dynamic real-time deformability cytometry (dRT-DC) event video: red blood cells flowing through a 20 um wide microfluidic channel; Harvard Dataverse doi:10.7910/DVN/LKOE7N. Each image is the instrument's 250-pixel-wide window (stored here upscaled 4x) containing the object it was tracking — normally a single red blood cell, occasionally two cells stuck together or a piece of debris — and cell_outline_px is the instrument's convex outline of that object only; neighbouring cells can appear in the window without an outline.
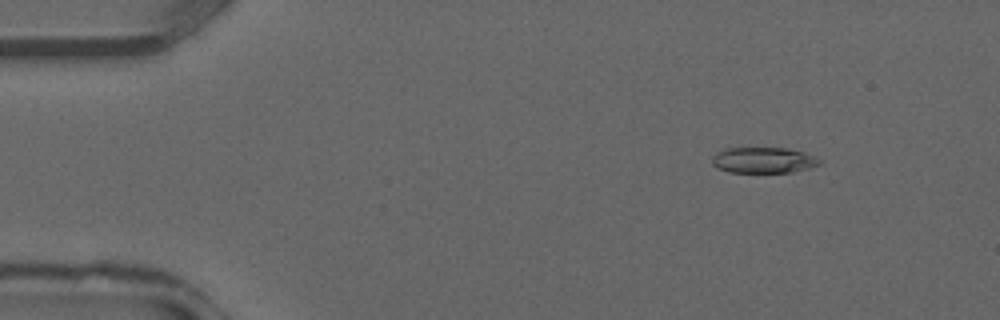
{"species": "common noctule bat (a hibernating species)", "species_latin": "Nyctalus noctula", "temperature_condition": "warm", "stored_images_in_passage": 37, "camera_frame_rate_fps": 3000, "um_per_image_px": 0.085, "animal": {"sex": "male", "forearm_length_mm": 52.5}, "frame": {"image": 1, "passage_image": 5, "time_ms": 1.333, "image_size_px": [1000, 320], "cell_outline_px": [[820, 164], [808, 168], [792, 172], [728, 172], [716, 168], [712, 164], [712, 156], [716, 152], [728, 148], [788, 148], [804, 152], [820, 160]], "centroid_in_image_um": [64.84, 13.61], "position_along_channel_um": 20.2, "area_um2": 16.13}}
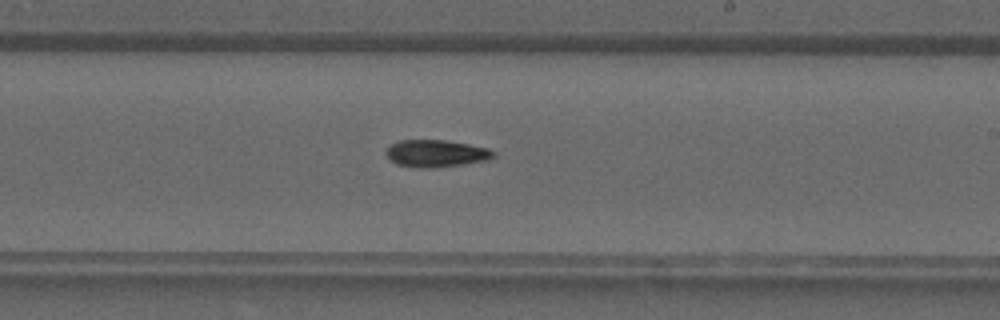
{"frame": {"image": 2, "passage_image": 22, "time_ms": 7.0, "image_size_px": [1000, 320], "cell_outline_px": [[496, 156], [488, 160], [464, 164], [432, 168], [416, 168], [396, 164], [388, 160], [384, 152], [392, 144], [400, 140], [444, 140], [468, 144], [488, 148], [496, 152]], "centroid_in_image_um": [37.05, 13.05], "position_along_channel_um": 251.9, "area_um2": 17.22}}
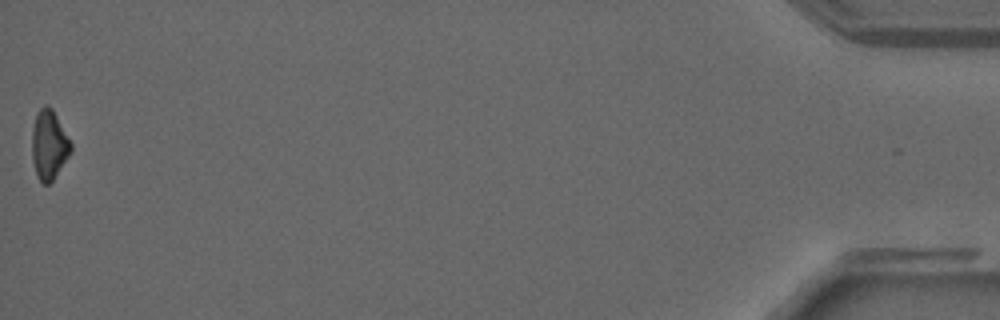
{"frame": {"image": 3, "passage_image": 37, "time_ms": 12.0, "image_size_px": [1000, 320], "cell_outline_px": [[72, 152], [52, 180], [48, 184], [44, 184], [36, 176], [32, 160], [32, 128], [36, 112], [44, 104], [52, 108], [72, 144]], "centroid_in_image_um": [4.15, 12.3], "position_along_channel_um": 431.0, "area_um2": 15.78}}